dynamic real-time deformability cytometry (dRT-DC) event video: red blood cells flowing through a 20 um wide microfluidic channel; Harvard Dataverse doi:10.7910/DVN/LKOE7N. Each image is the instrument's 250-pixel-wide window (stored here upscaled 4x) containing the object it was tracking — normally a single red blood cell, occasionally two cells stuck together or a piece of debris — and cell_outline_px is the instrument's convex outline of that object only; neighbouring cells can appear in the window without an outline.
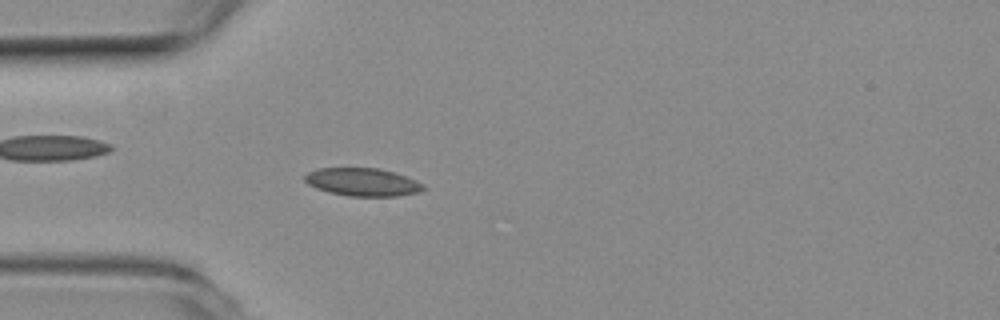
{"species": "common noctule bat (a hibernating species)", "species_latin": "Nyctalus noctula", "temperature_condition": "room temperature", "stored_images_in_passage": 54, "camera_frame_rate_fps": 3000, "um_per_image_px": 0.085, "animal": {"sex": "female", "body_mass_g": 19.3, "forearm_length_mm": 54.1}, "frame": {"image": 1, "passage_image": 15, "time_ms": 4.667, "image_size_px": [1000, 320], "cell_outline_px": [[424, 188], [420, 192], [396, 196], [348, 196], [328, 192], [316, 188], [308, 184], [304, 180], [304, 176], [308, 172], [320, 168], [380, 168], [416, 180], [424, 184]], "centroid_in_image_um": [30.8, 15.48], "position_along_channel_um": 54.2, "area_um2": 19.25}}
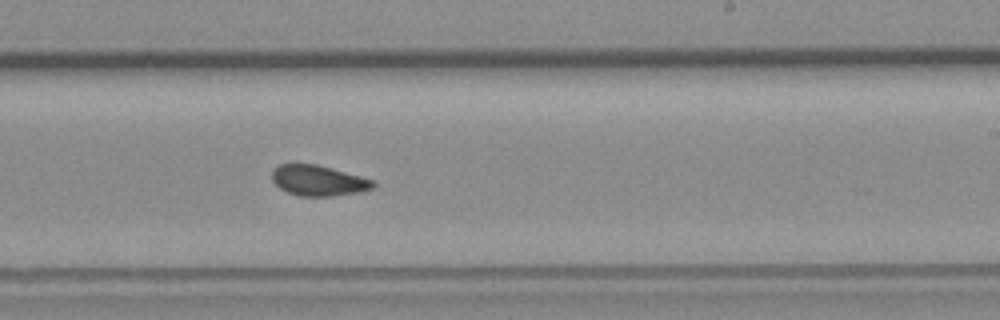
{"frame": {"image": 2, "passage_image": 32, "time_ms": 10.333, "image_size_px": [1000, 320], "cell_outline_px": [[376, 184], [372, 188], [360, 192], [332, 196], [300, 196], [288, 192], [280, 188], [272, 180], [272, 168], [280, 164], [316, 164], [376, 180]], "centroid_in_image_um": [27.07, 15.34], "position_along_channel_um": 261.9, "area_um2": 18.03}}
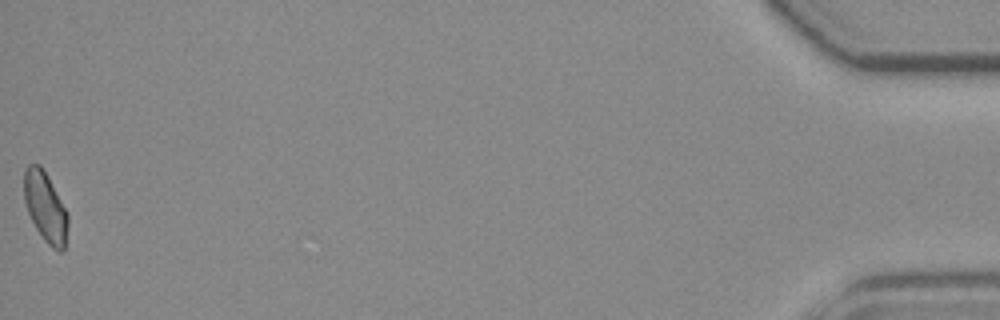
{"frame": {"image": 3, "passage_image": 54, "time_ms": 17.667, "image_size_px": [1000, 320], "cell_outline_px": [[68, 224], [64, 252], [60, 252], [52, 248], [44, 240], [36, 228], [28, 212], [24, 200], [24, 172], [28, 164], [40, 164], [48, 176], [68, 212]], "centroid_in_image_um": [3.87, 17.61], "position_along_channel_um": 431.3, "area_um2": 17.98}, "authors_computed_cell_mechanics": {"area_um2": 18.2359, "velocity_mm_per_s": 3.7647, "shape_relaxation_time_tau1_ms": null, "shape_relaxation_time_tau2_ms": 2.3908, "deformation_change_tau1": null, "deformation_change_tau2": 0.0513}}